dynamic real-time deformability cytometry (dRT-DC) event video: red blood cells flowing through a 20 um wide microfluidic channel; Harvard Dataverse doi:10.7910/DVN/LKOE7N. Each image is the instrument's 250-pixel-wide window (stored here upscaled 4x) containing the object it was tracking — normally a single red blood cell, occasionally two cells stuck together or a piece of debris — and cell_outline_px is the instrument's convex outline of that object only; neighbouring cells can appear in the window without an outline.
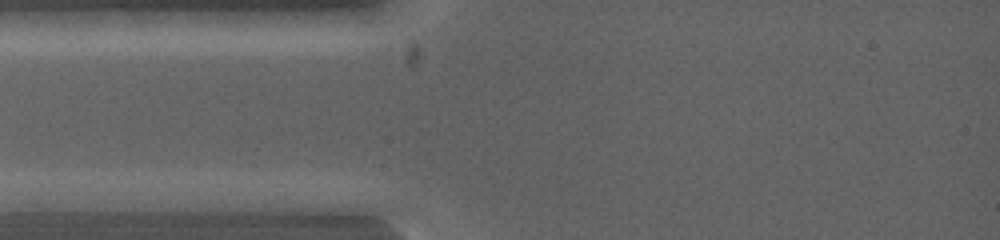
{"species": "common noctule bat (a hibernating species)", "species_latin": "Nyctalus noctula", "temperature_condition": "warm", "stored_images_in_passage": 3, "camera_frame_rate_fps": 5000, "um_per_image_px": 0.085, "animal": {"sex": "female", "body_mass_g": 19.0, "forearm_length_mm": 53.3}, "frame": {"image": 1, "passage_image": 1, "time_ms": 0.0, "image_size_px": [1000, 240], "cell_outline_px": [[120, 200], [96, 212], [16, 212], [12, 200], [32, 192], [96, 192]], "centroid_in_image_um": [5.33, 17.18], "position_along_channel_um": 79.7, "area_um2": 13.12}}